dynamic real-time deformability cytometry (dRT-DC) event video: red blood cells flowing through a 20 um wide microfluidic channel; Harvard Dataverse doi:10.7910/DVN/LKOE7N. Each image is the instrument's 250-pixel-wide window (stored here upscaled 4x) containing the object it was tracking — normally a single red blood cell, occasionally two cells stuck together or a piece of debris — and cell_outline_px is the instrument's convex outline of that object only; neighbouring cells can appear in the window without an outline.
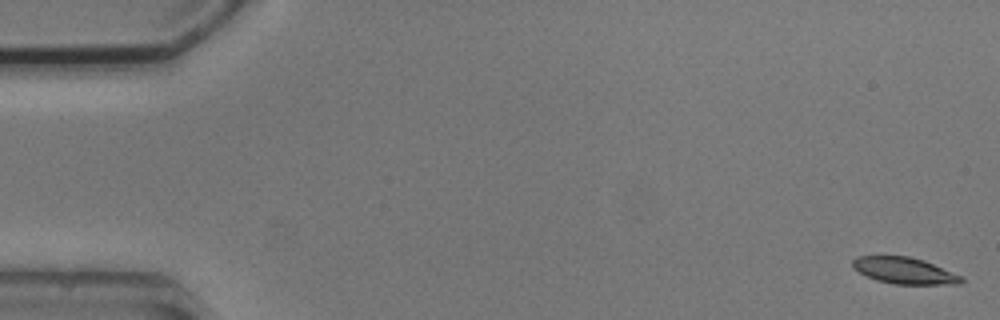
{"species": "common noctule bat (a hibernating species)", "species_latin": "Nyctalus noctula", "temperature_condition": "cold", "stored_images_in_passage": 6, "segment_of_instrument_passage": [1, 2], "camera_frame_rate_fps": 3000, "um_per_image_px": 0.085, "animal": {"sex": "male", "body_mass_g": 20.5, "forearm_length_mm": 52.5}, "frame": {"image": 1, "passage_image": 1, "time_ms": 0.0, "image_size_px": [1000, 320], "cell_outline_px": [[964, 280], [960, 284], [892, 284], [876, 280], [852, 268], [852, 260], [856, 256], [908, 256], [924, 260], [964, 276]], "centroid_in_image_um": [76.9, 23.0], "position_along_channel_um": 8.1, "area_um2": 16.88}}
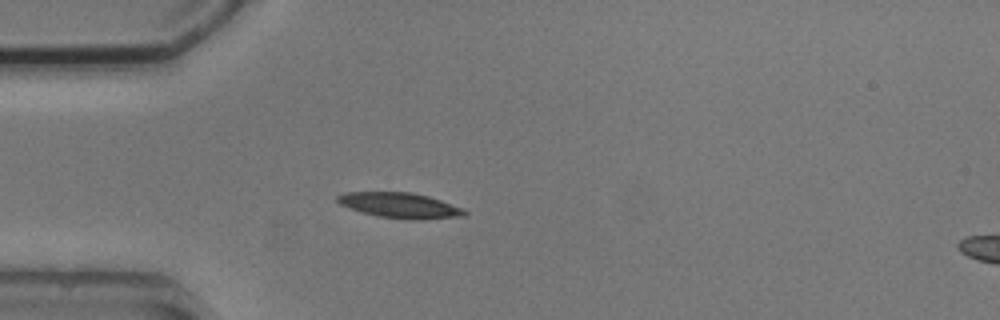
{"frame": {"image": 2, "passage_image": 5, "time_ms": 4.667, "image_size_px": [1000, 320], "cell_outline_px": [[468, 212], [464, 216], [420, 220], [408, 220], [380, 216], [360, 212], [340, 204], [336, 200], [336, 196], [344, 192], [412, 192], [428, 196], [464, 208]], "centroid_in_image_um": [34.01, 17.46], "position_along_channel_um": 51.0, "area_um2": 18.9}}